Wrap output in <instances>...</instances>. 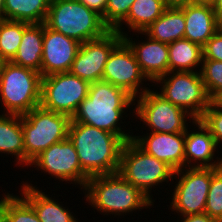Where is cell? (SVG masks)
<instances>
[{"label": "cell", "mask_w": 222, "mask_h": 222, "mask_svg": "<svg viewBox=\"0 0 222 222\" xmlns=\"http://www.w3.org/2000/svg\"><path fill=\"white\" fill-rule=\"evenodd\" d=\"M166 8H181L192 3V0H163Z\"/></svg>", "instance_id": "cell-37"}, {"label": "cell", "mask_w": 222, "mask_h": 222, "mask_svg": "<svg viewBox=\"0 0 222 222\" xmlns=\"http://www.w3.org/2000/svg\"><path fill=\"white\" fill-rule=\"evenodd\" d=\"M143 32L151 39L167 44L184 39V11L181 8H166Z\"/></svg>", "instance_id": "cell-24"}, {"label": "cell", "mask_w": 222, "mask_h": 222, "mask_svg": "<svg viewBox=\"0 0 222 222\" xmlns=\"http://www.w3.org/2000/svg\"><path fill=\"white\" fill-rule=\"evenodd\" d=\"M133 35L136 36V39L133 38ZM123 40L133 50L141 71L152 84L169 72L167 43L151 39L144 32L124 35Z\"/></svg>", "instance_id": "cell-16"}, {"label": "cell", "mask_w": 222, "mask_h": 222, "mask_svg": "<svg viewBox=\"0 0 222 222\" xmlns=\"http://www.w3.org/2000/svg\"><path fill=\"white\" fill-rule=\"evenodd\" d=\"M122 40L123 36L110 30L100 38L82 43L69 72L89 83L102 80L107 59Z\"/></svg>", "instance_id": "cell-14"}, {"label": "cell", "mask_w": 222, "mask_h": 222, "mask_svg": "<svg viewBox=\"0 0 222 222\" xmlns=\"http://www.w3.org/2000/svg\"><path fill=\"white\" fill-rule=\"evenodd\" d=\"M204 213L216 222H222V167L211 177Z\"/></svg>", "instance_id": "cell-30"}, {"label": "cell", "mask_w": 222, "mask_h": 222, "mask_svg": "<svg viewBox=\"0 0 222 222\" xmlns=\"http://www.w3.org/2000/svg\"><path fill=\"white\" fill-rule=\"evenodd\" d=\"M51 0H4V19L44 23Z\"/></svg>", "instance_id": "cell-26"}, {"label": "cell", "mask_w": 222, "mask_h": 222, "mask_svg": "<svg viewBox=\"0 0 222 222\" xmlns=\"http://www.w3.org/2000/svg\"><path fill=\"white\" fill-rule=\"evenodd\" d=\"M152 87L194 119H200L211 102L200 72H168L158 78Z\"/></svg>", "instance_id": "cell-11"}, {"label": "cell", "mask_w": 222, "mask_h": 222, "mask_svg": "<svg viewBox=\"0 0 222 222\" xmlns=\"http://www.w3.org/2000/svg\"><path fill=\"white\" fill-rule=\"evenodd\" d=\"M89 85L88 81L70 72L42 77L40 106L72 118L78 106L88 96Z\"/></svg>", "instance_id": "cell-12"}, {"label": "cell", "mask_w": 222, "mask_h": 222, "mask_svg": "<svg viewBox=\"0 0 222 222\" xmlns=\"http://www.w3.org/2000/svg\"><path fill=\"white\" fill-rule=\"evenodd\" d=\"M135 0H107L104 23L113 30L128 14Z\"/></svg>", "instance_id": "cell-32"}, {"label": "cell", "mask_w": 222, "mask_h": 222, "mask_svg": "<svg viewBox=\"0 0 222 222\" xmlns=\"http://www.w3.org/2000/svg\"><path fill=\"white\" fill-rule=\"evenodd\" d=\"M29 167H32V174L34 168L37 173L41 171V173L39 172L40 175H42V173L49 175L50 177L47 176V179H54L53 181H55V184L52 188L56 189L51 191H58L62 186L65 187L64 185L68 183L73 184L72 186H75V188H79L80 191L78 190L77 192H79L78 194H82L81 191L85 188L87 180L90 178L82 170L76 149L69 138L54 143L49 148L42 151L31 161L28 168ZM59 184H61V187Z\"/></svg>", "instance_id": "cell-10"}, {"label": "cell", "mask_w": 222, "mask_h": 222, "mask_svg": "<svg viewBox=\"0 0 222 222\" xmlns=\"http://www.w3.org/2000/svg\"><path fill=\"white\" fill-rule=\"evenodd\" d=\"M68 138L76 149L82 170L89 177L118 172L125 143L118 135L70 122Z\"/></svg>", "instance_id": "cell-3"}, {"label": "cell", "mask_w": 222, "mask_h": 222, "mask_svg": "<svg viewBox=\"0 0 222 222\" xmlns=\"http://www.w3.org/2000/svg\"><path fill=\"white\" fill-rule=\"evenodd\" d=\"M169 72H200L203 60L202 47L187 39L168 44Z\"/></svg>", "instance_id": "cell-25"}, {"label": "cell", "mask_w": 222, "mask_h": 222, "mask_svg": "<svg viewBox=\"0 0 222 222\" xmlns=\"http://www.w3.org/2000/svg\"><path fill=\"white\" fill-rule=\"evenodd\" d=\"M216 0H192V4L210 5L213 6Z\"/></svg>", "instance_id": "cell-39"}, {"label": "cell", "mask_w": 222, "mask_h": 222, "mask_svg": "<svg viewBox=\"0 0 222 222\" xmlns=\"http://www.w3.org/2000/svg\"><path fill=\"white\" fill-rule=\"evenodd\" d=\"M218 23L222 26V0H216L213 5Z\"/></svg>", "instance_id": "cell-38"}, {"label": "cell", "mask_w": 222, "mask_h": 222, "mask_svg": "<svg viewBox=\"0 0 222 222\" xmlns=\"http://www.w3.org/2000/svg\"><path fill=\"white\" fill-rule=\"evenodd\" d=\"M165 9L163 0H135L127 16L113 30L121 36L143 32Z\"/></svg>", "instance_id": "cell-22"}, {"label": "cell", "mask_w": 222, "mask_h": 222, "mask_svg": "<svg viewBox=\"0 0 222 222\" xmlns=\"http://www.w3.org/2000/svg\"><path fill=\"white\" fill-rule=\"evenodd\" d=\"M102 80L124 89L133 98L152 88V83L141 71L133 50L124 40L111 51Z\"/></svg>", "instance_id": "cell-13"}, {"label": "cell", "mask_w": 222, "mask_h": 222, "mask_svg": "<svg viewBox=\"0 0 222 222\" xmlns=\"http://www.w3.org/2000/svg\"><path fill=\"white\" fill-rule=\"evenodd\" d=\"M30 23L13 20H0V59L10 62L21 43L23 31Z\"/></svg>", "instance_id": "cell-27"}, {"label": "cell", "mask_w": 222, "mask_h": 222, "mask_svg": "<svg viewBox=\"0 0 222 222\" xmlns=\"http://www.w3.org/2000/svg\"><path fill=\"white\" fill-rule=\"evenodd\" d=\"M181 9L185 18L184 39L203 47L221 27L213 6L191 3Z\"/></svg>", "instance_id": "cell-20"}, {"label": "cell", "mask_w": 222, "mask_h": 222, "mask_svg": "<svg viewBox=\"0 0 222 222\" xmlns=\"http://www.w3.org/2000/svg\"><path fill=\"white\" fill-rule=\"evenodd\" d=\"M200 74L208 97L218 101L222 97V62L203 59Z\"/></svg>", "instance_id": "cell-28"}, {"label": "cell", "mask_w": 222, "mask_h": 222, "mask_svg": "<svg viewBox=\"0 0 222 222\" xmlns=\"http://www.w3.org/2000/svg\"><path fill=\"white\" fill-rule=\"evenodd\" d=\"M24 180L25 179L18 183L20 184V188H18L20 190L19 195L33 207L40 222H81L78 219V215L76 216L73 212L75 210H71L73 209L72 207L69 209V207L66 206L67 201L60 202L57 197L58 195L56 194L55 196V192L53 193L54 196L53 194L50 195V192H47L45 188L37 187V185H35L37 182L32 184L31 179H27L25 182Z\"/></svg>", "instance_id": "cell-19"}, {"label": "cell", "mask_w": 222, "mask_h": 222, "mask_svg": "<svg viewBox=\"0 0 222 222\" xmlns=\"http://www.w3.org/2000/svg\"><path fill=\"white\" fill-rule=\"evenodd\" d=\"M4 19V0H0V20Z\"/></svg>", "instance_id": "cell-40"}, {"label": "cell", "mask_w": 222, "mask_h": 222, "mask_svg": "<svg viewBox=\"0 0 222 222\" xmlns=\"http://www.w3.org/2000/svg\"><path fill=\"white\" fill-rule=\"evenodd\" d=\"M102 17L105 15L107 0H78Z\"/></svg>", "instance_id": "cell-34"}, {"label": "cell", "mask_w": 222, "mask_h": 222, "mask_svg": "<svg viewBox=\"0 0 222 222\" xmlns=\"http://www.w3.org/2000/svg\"><path fill=\"white\" fill-rule=\"evenodd\" d=\"M152 89L150 88L142 95L134 98L133 119H135V122L133 123L137 121L140 125L139 128L136 127L134 130L139 131L140 128L146 130L147 128L146 132H185L190 125L189 123H192L195 119L182 108L166 100L154 87Z\"/></svg>", "instance_id": "cell-9"}, {"label": "cell", "mask_w": 222, "mask_h": 222, "mask_svg": "<svg viewBox=\"0 0 222 222\" xmlns=\"http://www.w3.org/2000/svg\"><path fill=\"white\" fill-rule=\"evenodd\" d=\"M71 118L41 106L22 115L24 167L54 143L66 140Z\"/></svg>", "instance_id": "cell-7"}, {"label": "cell", "mask_w": 222, "mask_h": 222, "mask_svg": "<svg viewBox=\"0 0 222 222\" xmlns=\"http://www.w3.org/2000/svg\"><path fill=\"white\" fill-rule=\"evenodd\" d=\"M139 133L136 132L132 140L143 151L165 162L174 171L185 168V132L157 133L141 129Z\"/></svg>", "instance_id": "cell-17"}, {"label": "cell", "mask_w": 222, "mask_h": 222, "mask_svg": "<svg viewBox=\"0 0 222 222\" xmlns=\"http://www.w3.org/2000/svg\"><path fill=\"white\" fill-rule=\"evenodd\" d=\"M219 168L185 167L174 171L169 195L168 210L177 217L203 214L206 206L207 195L210 189L211 177ZM176 180V181H174ZM175 182V183H174ZM170 193H169V192ZM173 191V192H172ZM172 200V201H171ZM171 201V202H170Z\"/></svg>", "instance_id": "cell-8"}, {"label": "cell", "mask_w": 222, "mask_h": 222, "mask_svg": "<svg viewBox=\"0 0 222 222\" xmlns=\"http://www.w3.org/2000/svg\"><path fill=\"white\" fill-rule=\"evenodd\" d=\"M202 123L210 130L220 151L222 150V104L211 101L200 118Z\"/></svg>", "instance_id": "cell-31"}, {"label": "cell", "mask_w": 222, "mask_h": 222, "mask_svg": "<svg viewBox=\"0 0 222 222\" xmlns=\"http://www.w3.org/2000/svg\"><path fill=\"white\" fill-rule=\"evenodd\" d=\"M2 63H3V61L0 59V68H1Z\"/></svg>", "instance_id": "cell-42"}, {"label": "cell", "mask_w": 222, "mask_h": 222, "mask_svg": "<svg viewBox=\"0 0 222 222\" xmlns=\"http://www.w3.org/2000/svg\"><path fill=\"white\" fill-rule=\"evenodd\" d=\"M5 189L0 192V222H5V215L7 210V204H8V191Z\"/></svg>", "instance_id": "cell-36"}, {"label": "cell", "mask_w": 222, "mask_h": 222, "mask_svg": "<svg viewBox=\"0 0 222 222\" xmlns=\"http://www.w3.org/2000/svg\"><path fill=\"white\" fill-rule=\"evenodd\" d=\"M0 156L14 158L12 162L16 168L19 167V170L21 167L24 170V139L21 115L0 113Z\"/></svg>", "instance_id": "cell-21"}, {"label": "cell", "mask_w": 222, "mask_h": 222, "mask_svg": "<svg viewBox=\"0 0 222 222\" xmlns=\"http://www.w3.org/2000/svg\"><path fill=\"white\" fill-rule=\"evenodd\" d=\"M133 116L134 98L124 89L100 80L90 83L88 96L78 106L71 122L105 130L127 142L133 139L136 132L131 125V122H134ZM126 119L131 122H126Z\"/></svg>", "instance_id": "cell-1"}, {"label": "cell", "mask_w": 222, "mask_h": 222, "mask_svg": "<svg viewBox=\"0 0 222 222\" xmlns=\"http://www.w3.org/2000/svg\"><path fill=\"white\" fill-rule=\"evenodd\" d=\"M203 59L222 62V26L202 47Z\"/></svg>", "instance_id": "cell-33"}, {"label": "cell", "mask_w": 222, "mask_h": 222, "mask_svg": "<svg viewBox=\"0 0 222 222\" xmlns=\"http://www.w3.org/2000/svg\"><path fill=\"white\" fill-rule=\"evenodd\" d=\"M218 102L222 104V97L218 100Z\"/></svg>", "instance_id": "cell-41"}, {"label": "cell", "mask_w": 222, "mask_h": 222, "mask_svg": "<svg viewBox=\"0 0 222 222\" xmlns=\"http://www.w3.org/2000/svg\"><path fill=\"white\" fill-rule=\"evenodd\" d=\"M177 219V221H175ZM176 219H173L172 222H216L214 219L203 214H196V215H187V216H181L177 217ZM180 220V221H179Z\"/></svg>", "instance_id": "cell-35"}, {"label": "cell", "mask_w": 222, "mask_h": 222, "mask_svg": "<svg viewBox=\"0 0 222 222\" xmlns=\"http://www.w3.org/2000/svg\"><path fill=\"white\" fill-rule=\"evenodd\" d=\"M81 43L48 28L43 23L41 76L69 72Z\"/></svg>", "instance_id": "cell-18"}, {"label": "cell", "mask_w": 222, "mask_h": 222, "mask_svg": "<svg viewBox=\"0 0 222 222\" xmlns=\"http://www.w3.org/2000/svg\"><path fill=\"white\" fill-rule=\"evenodd\" d=\"M9 192L5 222H40L33 207L19 193Z\"/></svg>", "instance_id": "cell-29"}, {"label": "cell", "mask_w": 222, "mask_h": 222, "mask_svg": "<svg viewBox=\"0 0 222 222\" xmlns=\"http://www.w3.org/2000/svg\"><path fill=\"white\" fill-rule=\"evenodd\" d=\"M221 155L222 151L202 121L195 119L190 123L185 131V167L221 168Z\"/></svg>", "instance_id": "cell-15"}, {"label": "cell", "mask_w": 222, "mask_h": 222, "mask_svg": "<svg viewBox=\"0 0 222 222\" xmlns=\"http://www.w3.org/2000/svg\"><path fill=\"white\" fill-rule=\"evenodd\" d=\"M81 192H83L82 200L84 197L86 201L84 204L88 202L94 214L97 211L104 217L112 215L116 218L118 216L117 221L119 217L123 218V221L130 214V216L134 213L138 214L144 208L146 211L152 207L156 208L155 203L127 182L118 172L90 177Z\"/></svg>", "instance_id": "cell-2"}, {"label": "cell", "mask_w": 222, "mask_h": 222, "mask_svg": "<svg viewBox=\"0 0 222 222\" xmlns=\"http://www.w3.org/2000/svg\"><path fill=\"white\" fill-rule=\"evenodd\" d=\"M42 55L43 23H30L24 29L21 43L15 57L10 62L41 74Z\"/></svg>", "instance_id": "cell-23"}, {"label": "cell", "mask_w": 222, "mask_h": 222, "mask_svg": "<svg viewBox=\"0 0 222 222\" xmlns=\"http://www.w3.org/2000/svg\"><path fill=\"white\" fill-rule=\"evenodd\" d=\"M44 24L81 44L110 31L101 15L78 0H51Z\"/></svg>", "instance_id": "cell-5"}, {"label": "cell", "mask_w": 222, "mask_h": 222, "mask_svg": "<svg viewBox=\"0 0 222 222\" xmlns=\"http://www.w3.org/2000/svg\"><path fill=\"white\" fill-rule=\"evenodd\" d=\"M118 173L154 203L157 198L152 192L158 190L162 194L167 185L170 190L174 170L129 140L122 147Z\"/></svg>", "instance_id": "cell-4"}, {"label": "cell", "mask_w": 222, "mask_h": 222, "mask_svg": "<svg viewBox=\"0 0 222 222\" xmlns=\"http://www.w3.org/2000/svg\"><path fill=\"white\" fill-rule=\"evenodd\" d=\"M41 80L37 71L3 62L0 68L1 114L22 116L40 106Z\"/></svg>", "instance_id": "cell-6"}]
</instances>
